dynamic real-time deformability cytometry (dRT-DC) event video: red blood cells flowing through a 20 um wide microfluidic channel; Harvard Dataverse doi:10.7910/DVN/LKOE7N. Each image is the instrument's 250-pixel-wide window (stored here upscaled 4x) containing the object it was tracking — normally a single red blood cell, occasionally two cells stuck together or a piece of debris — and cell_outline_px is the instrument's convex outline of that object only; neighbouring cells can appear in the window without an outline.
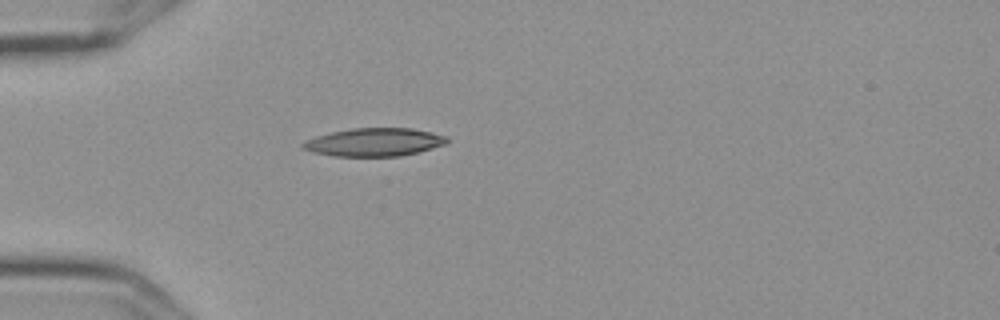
{"species": "Egyptian fruit bat (a non-hibernating species)", "species_latin": "Rousettus aegyptiacus", "temperature_condition": "cold", "stored_images_in_passage": 1, "camera_frame_rate_fps": 3000, "um_per_image_px": 0.085, "frame": {"image": 1, "passage_image": 1, "time_ms": 0.0, "image_size_px": [1000, 320], "cell_outline_px": [[448, 144], [400, 156], [332, 156], [312, 152], [300, 148], [300, 144], [304, 140], [316, 136], [332, 132], [352, 128], [412, 128], [432, 132], [448, 136]], "centroid_in_image_um": [31.79, 12.08], "position_along_channel_um": 53.2, "area_um2": 23.81}}